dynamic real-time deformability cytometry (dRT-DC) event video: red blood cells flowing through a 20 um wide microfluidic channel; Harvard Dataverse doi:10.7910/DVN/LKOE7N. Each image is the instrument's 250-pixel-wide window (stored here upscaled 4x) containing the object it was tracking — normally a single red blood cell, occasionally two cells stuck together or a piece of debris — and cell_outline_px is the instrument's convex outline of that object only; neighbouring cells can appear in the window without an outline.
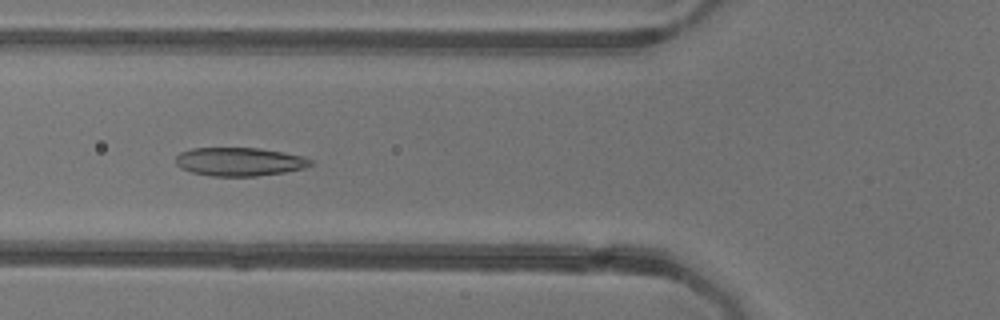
{"species": "common noctule bat (a hibernating species)", "species_latin": "Nyctalus noctula", "temperature_condition": "warm", "stored_images_in_passage": 51, "camera_frame_rate_fps": 3000, "um_per_image_px": 0.085, "animal": {"sex": "female"}, "frame": {"image": 1, "passage_image": 18, "time_ms": 5.667, "image_size_px": [1000, 320], "cell_outline_px": [[316, 164], [304, 168], [284, 172], [256, 176], [212, 176], [192, 172], [180, 168], [176, 164], [176, 156], [180, 152], [192, 148], [260, 148], [284, 152], [304, 156], [312, 160]], "centroid_in_image_um": [20.39, 13.74], "position_along_channel_um": 105.4, "area_um2": 22.54}}
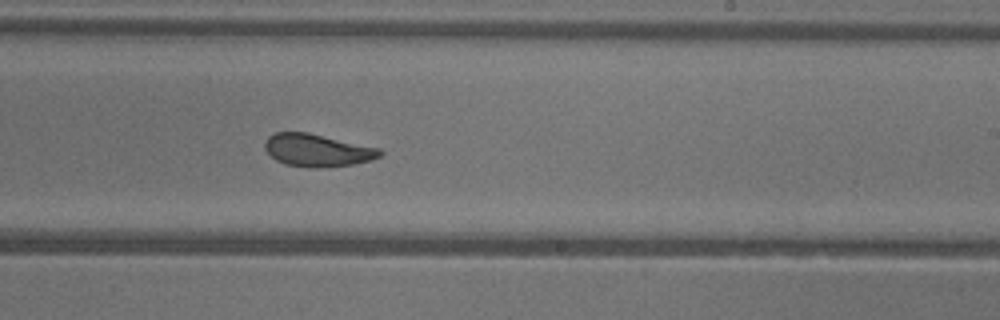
{"frame": {"image": 2, "passage_image": 30, "time_ms": 9.667, "image_size_px": [1000, 320], "cell_outline_px": [[384, 152], [380, 156], [372, 160], [352, 164], [320, 168], [312, 168], [284, 164], [276, 160], [264, 148], [264, 144], [268, 136], [276, 132], [308, 132], [380, 148]], "centroid_in_image_um": [26.98, 12.77], "position_along_channel_um": 262.0, "area_um2": 21.91}}
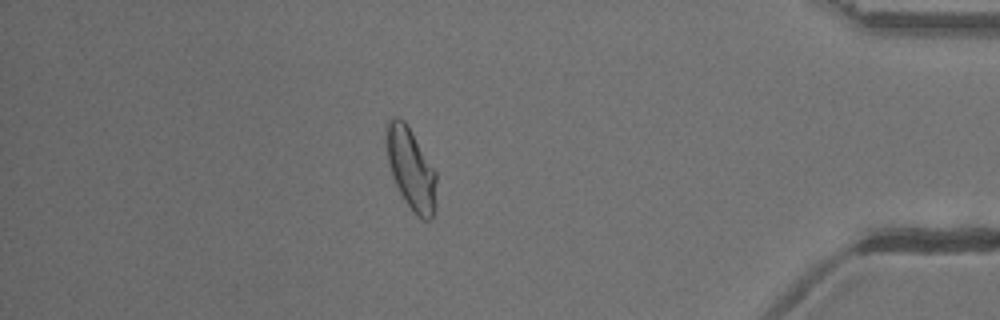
{"frame": {"image": 3, "passage_image": 44, "time_ms": 14.333, "image_size_px": [1000, 320], "cell_outline_px": [[436, 204], [432, 216], [428, 220], [424, 220], [416, 216], [404, 200], [392, 176], [388, 160], [384, 140], [384, 128], [388, 120], [392, 116], [396, 116], [404, 120], [408, 124], [436, 172]], "centroid_in_image_um": [34.9, 14.29], "position_along_channel_um": 400.3, "area_um2": 24.22}, "authors_computed_cell_mechanics": {"area_um2": 23.5246, "velocity_mm_per_s": 3.9128, "shape_relaxation_time_tau1_ms": 9.9942, "shape_relaxation_time_tau2_ms": 1.6936, "deformation_change_tau1": 0.2185, "deformation_change_tau2": 0.0775}}